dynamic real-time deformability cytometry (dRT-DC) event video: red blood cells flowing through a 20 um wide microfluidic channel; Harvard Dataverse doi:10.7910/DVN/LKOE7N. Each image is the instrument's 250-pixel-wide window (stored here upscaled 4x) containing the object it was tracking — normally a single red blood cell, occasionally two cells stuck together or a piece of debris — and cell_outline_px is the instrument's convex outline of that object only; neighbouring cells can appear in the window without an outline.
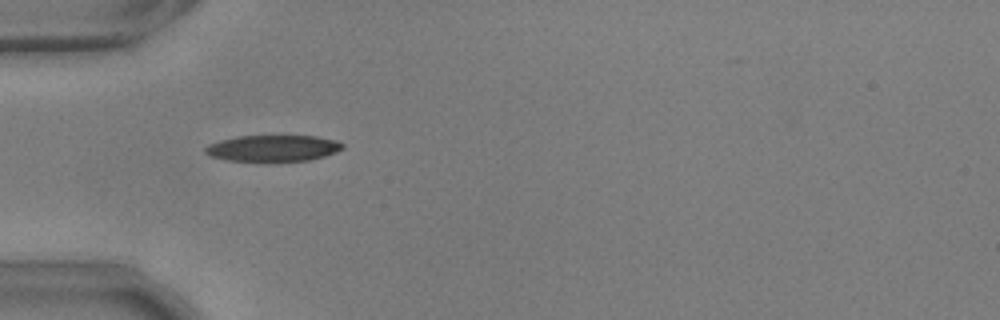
{"species": "common noctule bat (a hibernating species)", "species_latin": "Nyctalus noctula", "temperature_condition": "warm", "stored_images_in_passage": 35, "camera_frame_rate_fps": 3000, "um_per_image_px": 0.085, "animal": {"sex": "male", "body_mass_g": 17.9, "forearm_length_mm": 54.2}, "frame": {"image": 1, "passage_image": 1, "time_ms": 0.0, "image_size_px": [1000, 320], "cell_outline_px": [[344, 148], [336, 152], [324, 156], [308, 160], [228, 160], [208, 156], [204, 152], [204, 148], [208, 144], [220, 140], [236, 136], [316, 136], [336, 140], [344, 144]], "centroid_in_image_um": [23.19, 12.58], "position_along_channel_um": 61.8, "area_um2": 20.81}}
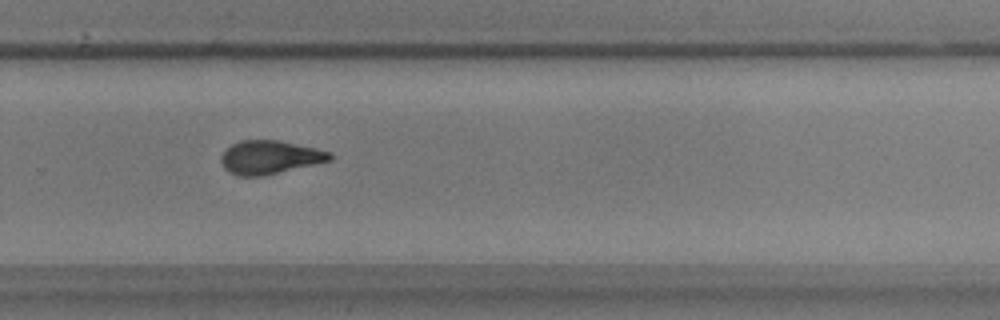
{"frame": {"image": 2, "passage_image": 21, "time_ms": 6.667, "image_size_px": [1000, 320], "cell_outline_px": [[332, 160], [264, 176], [236, 176], [228, 172], [224, 168], [220, 160], [220, 156], [224, 148], [240, 140], [280, 140], [316, 148], [332, 152]], "centroid_in_image_um": [22.9, 13.37], "position_along_channel_um": 306.9, "area_um2": 21.56}}
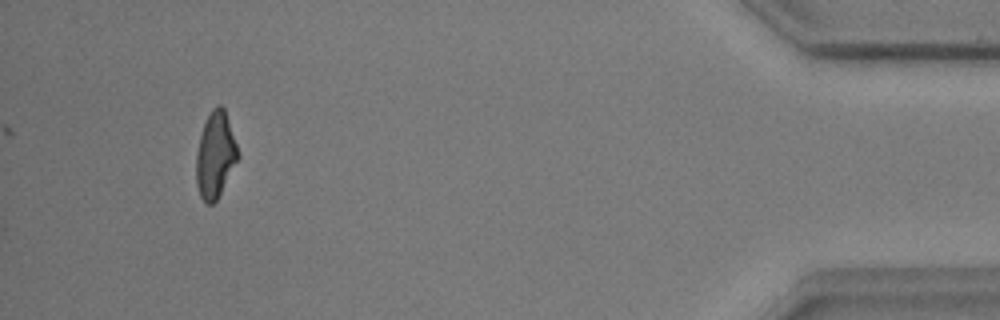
{"frame": {"image": 3, "passage_image": 35, "time_ms": 11.333, "image_size_px": [1000, 320], "cell_outline_px": [[240, 156], [216, 200], [212, 204], [208, 204], [200, 196], [196, 184], [196, 152], [200, 136], [204, 124], [212, 108], [216, 104], [220, 104], [224, 108]], "centroid_in_image_um": [18.29, 13.17], "position_along_channel_um": 416.9, "area_um2": 20.63}, "authors_computed_cell_mechanics": {"area_um2": 21.4438, "velocity_mm_per_s": 3.716, "shape_relaxation_time_tau1_ms": 4.6894, "shape_relaxation_time_tau2_ms": 2.2906, "deformation_change_tau1": 0.2031, "deformation_change_tau2": 0.1064}}